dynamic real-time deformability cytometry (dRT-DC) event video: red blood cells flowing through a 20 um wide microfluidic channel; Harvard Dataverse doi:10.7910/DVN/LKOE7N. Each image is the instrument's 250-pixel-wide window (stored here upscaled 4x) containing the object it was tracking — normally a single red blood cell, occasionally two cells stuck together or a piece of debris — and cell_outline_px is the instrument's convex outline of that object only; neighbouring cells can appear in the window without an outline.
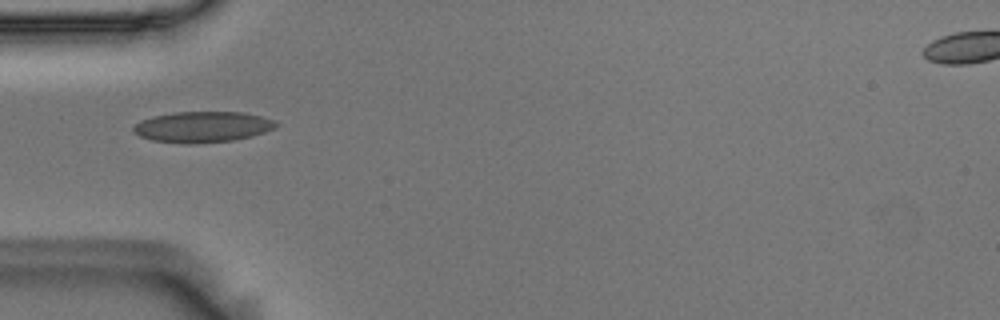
{"species": "Egyptian fruit bat (a non-hibernating species)", "species_latin": "Rousettus aegyptiacus", "temperature_condition": "room temperature", "stored_images_in_passage": 39, "camera_frame_rate_fps": 3000, "um_per_image_px": 0.085, "animal": {"sex": "male"}, "frame": {"image": 1, "passage_image": 1, "time_ms": 0.0, "image_size_px": [1000, 320], "cell_outline_px": [[280, 124], [264, 132], [252, 136], [232, 140], [188, 144], [184, 144], [152, 140], [140, 136], [132, 132], [132, 128], [140, 120], [152, 116], [176, 112], [244, 112], [260, 116], [272, 120]], "centroid_in_image_um": [17.17, 10.78], "position_along_channel_um": 67.8, "area_um2": 25.55}}
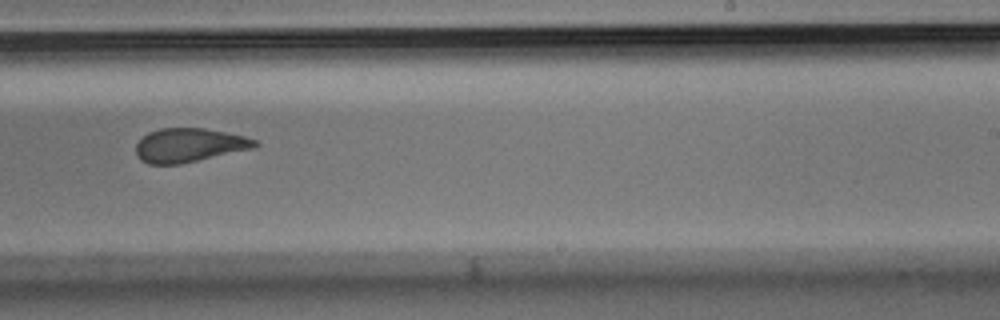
{"frame": {"image": 2, "passage_image": 18, "time_ms": 5.667, "image_size_px": [1000, 320], "cell_outline_px": [[260, 144], [256, 148], [180, 164], [148, 164], [140, 160], [136, 156], [136, 144], [148, 132], [160, 128], [204, 128], [244, 136], [256, 140]], "centroid_in_image_um": [16.08, 12.35], "position_along_channel_um": 272.9, "area_um2": 23.58}}
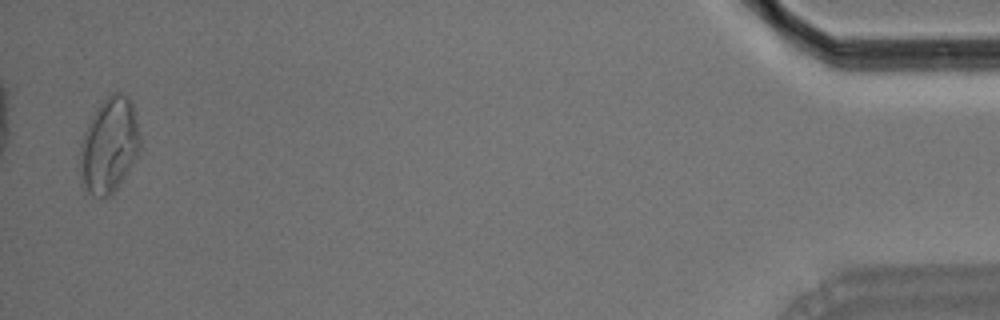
{"frame": {"image": 3, "passage_image": 38, "time_ms": 12.333, "image_size_px": [1000, 320], "cell_outline_px": [[140, 148], [132, 164], [116, 188], [108, 196], [92, 196], [80, 184], [80, 144], [84, 132], [96, 108], [108, 96], [116, 92], [120, 92], [128, 96], [132, 104], [140, 136]], "centroid_in_image_um": [9.25, 12.36], "position_along_channel_um": 425.9, "area_um2": 33.0}, "authors_computed_cell_mechanics": {"area_um2": 24.4494, "velocity_mm_per_s": 3.6193, "shape_relaxation_time_tau1_ms": 10.0591, "shape_relaxation_time_tau2_ms": 1.5191, "deformation_change_tau1": 0.2014, "deformation_change_tau2": 0.0754}}